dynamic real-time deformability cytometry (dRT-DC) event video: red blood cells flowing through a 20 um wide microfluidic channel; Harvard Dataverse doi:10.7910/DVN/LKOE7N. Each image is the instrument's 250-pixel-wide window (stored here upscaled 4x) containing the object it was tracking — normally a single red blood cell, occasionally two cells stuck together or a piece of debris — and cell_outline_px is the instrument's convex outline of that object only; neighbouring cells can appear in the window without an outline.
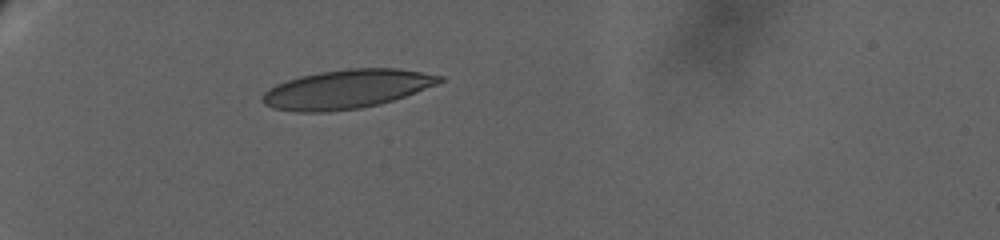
{"species": "human", "species_latin": "Homo sapiens", "temperature_condition": "warm", "stored_images_in_passage": 26, "camera_frame_rate_fps": 3000, "um_per_image_px": 0.085, "donor": {"sex": "female"}, "frame": {"image": 1, "passage_image": 1, "time_ms": 0.0, "image_size_px": [1000, 240], "cell_outline_px": [[444, 80], [436, 84], [416, 92], [380, 104], [360, 108], [328, 112], [296, 112], [272, 108], [264, 104], [260, 100], [260, 96], [268, 88], [276, 84], [300, 76], [320, 72], [348, 68], [396, 68], [444, 76]], "centroid_in_image_um": [29.41, 7.58], "position_along_channel_um": 55.6, "area_um2": 40.17}}
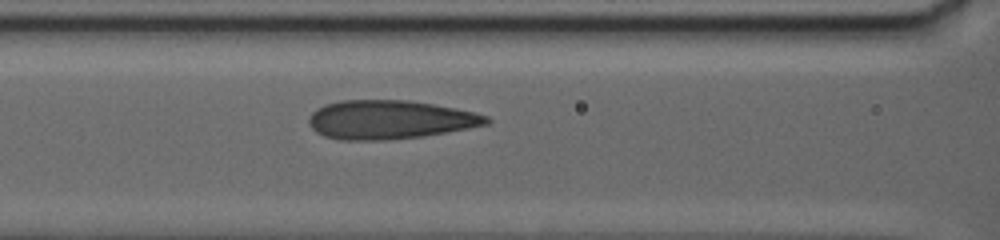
{"frame": {"image": 2, "passage_image": 18, "time_ms": 4.0, "image_size_px": [1000, 240], "cell_outline_px": [[492, 120], [488, 124], [468, 128], [424, 136], [380, 140], [340, 140], [324, 136], [316, 132], [308, 124], [308, 116], [316, 108], [324, 104], [340, 100], [408, 100], [432, 104], [472, 112], [488, 116]], "centroid_in_image_um": [33.07, 10.17], "position_along_channel_um": 133.5, "area_um2": 40.11}}
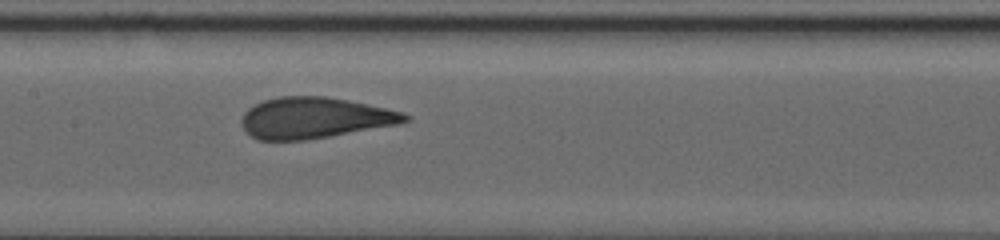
{"frame": {"image": 3, "passage_image": 25, "time_ms": 5.667, "image_size_px": [1000, 240], "cell_outline_px": [[412, 120], [396, 124], [328, 136], [304, 140], [260, 140], [252, 136], [244, 128], [240, 120], [244, 112], [248, 108], [264, 100], [280, 96], [328, 96], [348, 100], [404, 112], [412, 116]], "centroid_in_image_um": [26.74, 10.0], "position_along_channel_um": 180.7, "area_um2": 38.78}}